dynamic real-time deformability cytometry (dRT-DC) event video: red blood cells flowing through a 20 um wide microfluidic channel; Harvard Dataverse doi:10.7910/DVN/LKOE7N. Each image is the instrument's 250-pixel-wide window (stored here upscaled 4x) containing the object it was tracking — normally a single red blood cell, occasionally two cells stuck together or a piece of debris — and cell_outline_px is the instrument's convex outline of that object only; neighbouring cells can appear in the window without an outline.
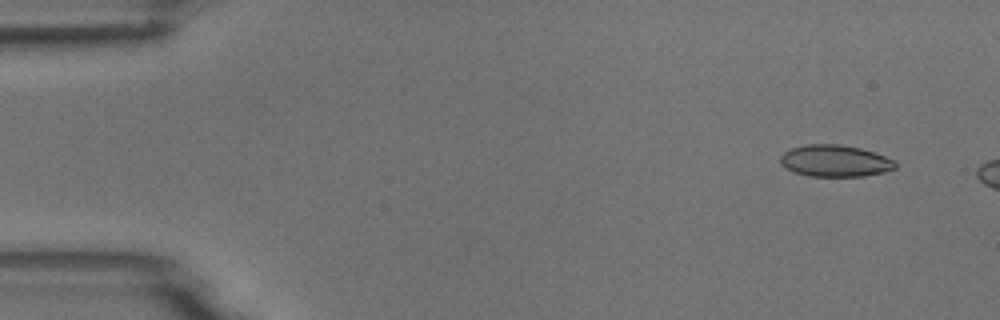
{"species": "common noctule bat (a hibernating species)", "species_latin": "Nyctalus noctula", "temperature_condition": "room temperature", "stored_images_in_passage": 3, "camera_frame_rate_fps": 3000, "um_per_image_px": 0.085, "animal": {"sex": "male", "body_mass_g": 18.8}, "frame": {"image": 1, "passage_image": 1, "time_ms": 0.0, "image_size_px": [1000, 320], "cell_outline_px": [[896, 168], [884, 172], [864, 176], [808, 176], [796, 172], [780, 164], [780, 156], [784, 152], [792, 148], [808, 144], [840, 144], [860, 148], [896, 160]], "centroid_in_image_um": [70.99, 13.67], "position_along_channel_um": 14.0, "area_um2": 21.15}}